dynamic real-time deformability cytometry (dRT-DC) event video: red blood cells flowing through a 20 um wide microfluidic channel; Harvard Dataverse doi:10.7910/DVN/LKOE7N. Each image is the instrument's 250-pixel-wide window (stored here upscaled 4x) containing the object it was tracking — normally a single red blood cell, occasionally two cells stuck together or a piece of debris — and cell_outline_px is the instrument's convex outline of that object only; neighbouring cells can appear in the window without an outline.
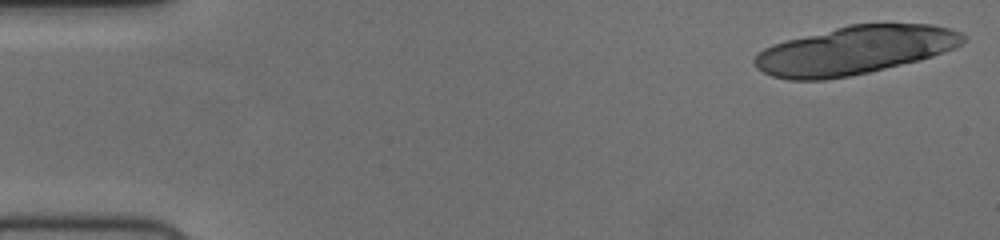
{"species": "human", "species_latin": "Homo sapiens", "temperature_condition": "cold", "stored_images_in_passage": 19, "camera_frame_rate_fps": 3000, "um_per_image_px": 0.085, "donor": {"sex": "female"}, "frame": {"image": 1, "passage_image": 1, "time_ms": 0.0, "image_size_px": [1000, 240], "cell_outline_px": [[968, 36], [956, 48], [920, 60], [868, 72], [848, 76], [824, 80], [788, 80], [772, 76], [764, 72], [752, 60], [764, 48], [772, 44], [848, 24], [932, 24], [948, 28], [960, 32]], "centroid_in_image_um": [72.68, 4.27], "position_along_channel_um": 12.3, "area_um2": 58.38}}